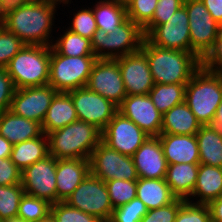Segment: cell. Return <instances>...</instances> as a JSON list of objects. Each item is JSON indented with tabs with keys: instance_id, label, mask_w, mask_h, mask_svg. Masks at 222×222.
<instances>
[{
	"instance_id": "obj_34",
	"label": "cell",
	"mask_w": 222,
	"mask_h": 222,
	"mask_svg": "<svg viewBox=\"0 0 222 222\" xmlns=\"http://www.w3.org/2000/svg\"><path fill=\"white\" fill-rule=\"evenodd\" d=\"M113 209L136 198L137 181L112 179L105 182Z\"/></svg>"
},
{
	"instance_id": "obj_49",
	"label": "cell",
	"mask_w": 222,
	"mask_h": 222,
	"mask_svg": "<svg viewBox=\"0 0 222 222\" xmlns=\"http://www.w3.org/2000/svg\"><path fill=\"white\" fill-rule=\"evenodd\" d=\"M212 222H222V195L208 204Z\"/></svg>"
},
{
	"instance_id": "obj_19",
	"label": "cell",
	"mask_w": 222,
	"mask_h": 222,
	"mask_svg": "<svg viewBox=\"0 0 222 222\" xmlns=\"http://www.w3.org/2000/svg\"><path fill=\"white\" fill-rule=\"evenodd\" d=\"M139 178L164 179L167 172L165 159L159 137H149L132 156Z\"/></svg>"
},
{
	"instance_id": "obj_17",
	"label": "cell",
	"mask_w": 222,
	"mask_h": 222,
	"mask_svg": "<svg viewBox=\"0 0 222 222\" xmlns=\"http://www.w3.org/2000/svg\"><path fill=\"white\" fill-rule=\"evenodd\" d=\"M118 112L148 136L158 137L161 134L163 114L154 106L149 95H127L118 106Z\"/></svg>"
},
{
	"instance_id": "obj_41",
	"label": "cell",
	"mask_w": 222,
	"mask_h": 222,
	"mask_svg": "<svg viewBox=\"0 0 222 222\" xmlns=\"http://www.w3.org/2000/svg\"><path fill=\"white\" fill-rule=\"evenodd\" d=\"M183 3L184 0H158L152 19L142 28L144 36L155 26L166 23Z\"/></svg>"
},
{
	"instance_id": "obj_42",
	"label": "cell",
	"mask_w": 222,
	"mask_h": 222,
	"mask_svg": "<svg viewBox=\"0 0 222 222\" xmlns=\"http://www.w3.org/2000/svg\"><path fill=\"white\" fill-rule=\"evenodd\" d=\"M185 199L176 198L172 203L156 209H149L140 222H175Z\"/></svg>"
},
{
	"instance_id": "obj_8",
	"label": "cell",
	"mask_w": 222,
	"mask_h": 222,
	"mask_svg": "<svg viewBox=\"0 0 222 222\" xmlns=\"http://www.w3.org/2000/svg\"><path fill=\"white\" fill-rule=\"evenodd\" d=\"M183 5L189 16L191 53L202 61L212 50L221 26L201 0H184Z\"/></svg>"
},
{
	"instance_id": "obj_31",
	"label": "cell",
	"mask_w": 222,
	"mask_h": 222,
	"mask_svg": "<svg viewBox=\"0 0 222 222\" xmlns=\"http://www.w3.org/2000/svg\"><path fill=\"white\" fill-rule=\"evenodd\" d=\"M186 84H156L149 92L154 106L162 114L184 102Z\"/></svg>"
},
{
	"instance_id": "obj_16",
	"label": "cell",
	"mask_w": 222,
	"mask_h": 222,
	"mask_svg": "<svg viewBox=\"0 0 222 222\" xmlns=\"http://www.w3.org/2000/svg\"><path fill=\"white\" fill-rule=\"evenodd\" d=\"M57 91L50 85L16 89L9 110L42 124Z\"/></svg>"
},
{
	"instance_id": "obj_22",
	"label": "cell",
	"mask_w": 222,
	"mask_h": 222,
	"mask_svg": "<svg viewBox=\"0 0 222 222\" xmlns=\"http://www.w3.org/2000/svg\"><path fill=\"white\" fill-rule=\"evenodd\" d=\"M220 195H222V168L199 164L193 193L186 201L193 204L208 205Z\"/></svg>"
},
{
	"instance_id": "obj_33",
	"label": "cell",
	"mask_w": 222,
	"mask_h": 222,
	"mask_svg": "<svg viewBox=\"0 0 222 222\" xmlns=\"http://www.w3.org/2000/svg\"><path fill=\"white\" fill-rule=\"evenodd\" d=\"M51 205L44 199L24 193L17 216L28 222H36L50 214Z\"/></svg>"
},
{
	"instance_id": "obj_26",
	"label": "cell",
	"mask_w": 222,
	"mask_h": 222,
	"mask_svg": "<svg viewBox=\"0 0 222 222\" xmlns=\"http://www.w3.org/2000/svg\"><path fill=\"white\" fill-rule=\"evenodd\" d=\"M200 163H180L168 165L166 183L172 193L181 199L187 200L193 193Z\"/></svg>"
},
{
	"instance_id": "obj_48",
	"label": "cell",
	"mask_w": 222,
	"mask_h": 222,
	"mask_svg": "<svg viewBox=\"0 0 222 222\" xmlns=\"http://www.w3.org/2000/svg\"><path fill=\"white\" fill-rule=\"evenodd\" d=\"M213 19L222 27V0H201Z\"/></svg>"
},
{
	"instance_id": "obj_18",
	"label": "cell",
	"mask_w": 222,
	"mask_h": 222,
	"mask_svg": "<svg viewBox=\"0 0 222 222\" xmlns=\"http://www.w3.org/2000/svg\"><path fill=\"white\" fill-rule=\"evenodd\" d=\"M118 62L127 95H148L154 86L146 54L137 52L115 59Z\"/></svg>"
},
{
	"instance_id": "obj_27",
	"label": "cell",
	"mask_w": 222,
	"mask_h": 222,
	"mask_svg": "<svg viewBox=\"0 0 222 222\" xmlns=\"http://www.w3.org/2000/svg\"><path fill=\"white\" fill-rule=\"evenodd\" d=\"M136 197L145 204L148 210L168 205L177 198L172 193L165 178H139L137 180Z\"/></svg>"
},
{
	"instance_id": "obj_40",
	"label": "cell",
	"mask_w": 222,
	"mask_h": 222,
	"mask_svg": "<svg viewBox=\"0 0 222 222\" xmlns=\"http://www.w3.org/2000/svg\"><path fill=\"white\" fill-rule=\"evenodd\" d=\"M158 0H132L126 7L127 18L143 28L153 17Z\"/></svg>"
},
{
	"instance_id": "obj_14",
	"label": "cell",
	"mask_w": 222,
	"mask_h": 222,
	"mask_svg": "<svg viewBox=\"0 0 222 222\" xmlns=\"http://www.w3.org/2000/svg\"><path fill=\"white\" fill-rule=\"evenodd\" d=\"M86 87L119 106L127 96L118 62L97 59L92 66Z\"/></svg>"
},
{
	"instance_id": "obj_36",
	"label": "cell",
	"mask_w": 222,
	"mask_h": 222,
	"mask_svg": "<svg viewBox=\"0 0 222 222\" xmlns=\"http://www.w3.org/2000/svg\"><path fill=\"white\" fill-rule=\"evenodd\" d=\"M75 12L73 13V18L70 21L71 24L69 22L68 25L70 26H67V29L91 40L94 33L98 30L92 6H88L86 8L82 7L79 10L77 9Z\"/></svg>"
},
{
	"instance_id": "obj_1",
	"label": "cell",
	"mask_w": 222,
	"mask_h": 222,
	"mask_svg": "<svg viewBox=\"0 0 222 222\" xmlns=\"http://www.w3.org/2000/svg\"><path fill=\"white\" fill-rule=\"evenodd\" d=\"M72 0H31L1 21L7 30L14 33L26 45L52 46L55 14L60 4L67 6ZM58 6V7H57Z\"/></svg>"
},
{
	"instance_id": "obj_37",
	"label": "cell",
	"mask_w": 222,
	"mask_h": 222,
	"mask_svg": "<svg viewBox=\"0 0 222 222\" xmlns=\"http://www.w3.org/2000/svg\"><path fill=\"white\" fill-rule=\"evenodd\" d=\"M50 213L56 222H103L97 216L73 208L66 202L52 204Z\"/></svg>"
},
{
	"instance_id": "obj_52",
	"label": "cell",
	"mask_w": 222,
	"mask_h": 222,
	"mask_svg": "<svg viewBox=\"0 0 222 222\" xmlns=\"http://www.w3.org/2000/svg\"><path fill=\"white\" fill-rule=\"evenodd\" d=\"M1 222H28V221H25L24 219L17 216V217H12L8 219H3L1 220Z\"/></svg>"
},
{
	"instance_id": "obj_47",
	"label": "cell",
	"mask_w": 222,
	"mask_h": 222,
	"mask_svg": "<svg viewBox=\"0 0 222 222\" xmlns=\"http://www.w3.org/2000/svg\"><path fill=\"white\" fill-rule=\"evenodd\" d=\"M31 0H0V20L2 21L9 14L19 7L28 4Z\"/></svg>"
},
{
	"instance_id": "obj_12",
	"label": "cell",
	"mask_w": 222,
	"mask_h": 222,
	"mask_svg": "<svg viewBox=\"0 0 222 222\" xmlns=\"http://www.w3.org/2000/svg\"><path fill=\"white\" fill-rule=\"evenodd\" d=\"M57 159L48 155L21 171V184L26 194L57 203L56 190Z\"/></svg>"
},
{
	"instance_id": "obj_29",
	"label": "cell",
	"mask_w": 222,
	"mask_h": 222,
	"mask_svg": "<svg viewBox=\"0 0 222 222\" xmlns=\"http://www.w3.org/2000/svg\"><path fill=\"white\" fill-rule=\"evenodd\" d=\"M195 136L200 164L222 168V137L207 125H202Z\"/></svg>"
},
{
	"instance_id": "obj_53",
	"label": "cell",
	"mask_w": 222,
	"mask_h": 222,
	"mask_svg": "<svg viewBox=\"0 0 222 222\" xmlns=\"http://www.w3.org/2000/svg\"><path fill=\"white\" fill-rule=\"evenodd\" d=\"M107 1H111L114 2L116 4L122 5L124 7H127V5L132 1V0H107Z\"/></svg>"
},
{
	"instance_id": "obj_43",
	"label": "cell",
	"mask_w": 222,
	"mask_h": 222,
	"mask_svg": "<svg viewBox=\"0 0 222 222\" xmlns=\"http://www.w3.org/2000/svg\"><path fill=\"white\" fill-rule=\"evenodd\" d=\"M175 222H212L208 205L186 201L180 207Z\"/></svg>"
},
{
	"instance_id": "obj_11",
	"label": "cell",
	"mask_w": 222,
	"mask_h": 222,
	"mask_svg": "<svg viewBox=\"0 0 222 222\" xmlns=\"http://www.w3.org/2000/svg\"><path fill=\"white\" fill-rule=\"evenodd\" d=\"M71 95L78 120L94 125L101 132L118 112V106L87 87L68 92Z\"/></svg>"
},
{
	"instance_id": "obj_23",
	"label": "cell",
	"mask_w": 222,
	"mask_h": 222,
	"mask_svg": "<svg viewBox=\"0 0 222 222\" xmlns=\"http://www.w3.org/2000/svg\"><path fill=\"white\" fill-rule=\"evenodd\" d=\"M43 134L39 122L17 116L10 110L0 113V135L15 145Z\"/></svg>"
},
{
	"instance_id": "obj_45",
	"label": "cell",
	"mask_w": 222,
	"mask_h": 222,
	"mask_svg": "<svg viewBox=\"0 0 222 222\" xmlns=\"http://www.w3.org/2000/svg\"><path fill=\"white\" fill-rule=\"evenodd\" d=\"M15 90L7 69L0 68V113L9 110Z\"/></svg>"
},
{
	"instance_id": "obj_51",
	"label": "cell",
	"mask_w": 222,
	"mask_h": 222,
	"mask_svg": "<svg viewBox=\"0 0 222 222\" xmlns=\"http://www.w3.org/2000/svg\"><path fill=\"white\" fill-rule=\"evenodd\" d=\"M13 144L0 135V159L9 158L12 152Z\"/></svg>"
},
{
	"instance_id": "obj_10",
	"label": "cell",
	"mask_w": 222,
	"mask_h": 222,
	"mask_svg": "<svg viewBox=\"0 0 222 222\" xmlns=\"http://www.w3.org/2000/svg\"><path fill=\"white\" fill-rule=\"evenodd\" d=\"M90 173L104 182L112 179L137 181L139 179L132 156L110 148L102 140L90 156Z\"/></svg>"
},
{
	"instance_id": "obj_5",
	"label": "cell",
	"mask_w": 222,
	"mask_h": 222,
	"mask_svg": "<svg viewBox=\"0 0 222 222\" xmlns=\"http://www.w3.org/2000/svg\"><path fill=\"white\" fill-rule=\"evenodd\" d=\"M51 46L25 45L6 67L15 89L48 85Z\"/></svg>"
},
{
	"instance_id": "obj_54",
	"label": "cell",
	"mask_w": 222,
	"mask_h": 222,
	"mask_svg": "<svg viewBox=\"0 0 222 222\" xmlns=\"http://www.w3.org/2000/svg\"><path fill=\"white\" fill-rule=\"evenodd\" d=\"M36 222H56L52 216V214H48L46 217L36 221Z\"/></svg>"
},
{
	"instance_id": "obj_20",
	"label": "cell",
	"mask_w": 222,
	"mask_h": 222,
	"mask_svg": "<svg viewBox=\"0 0 222 222\" xmlns=\"http://www.w3.org/2000/svg\"><path fill=\"white\" fill-rule=\"evenodd\" d=\"M89 173V159H58L56 168L57 202H65Z\"/></svg>"
},
{
	"instance_id": "obj_24",
	"label": "cell",
	"mask_w": 222,
	"mask_h": 222,
	"mask_svg": "<svg viewBox=\"0 0 222 222\" xmlns=\"http://www.w3.org/2000/svg\"><path fill=\"white\" fill-rule=\"evenodd\" d=\"M78 120L71 95L57 92L52 98L48 111L41 124L44 134L51 133Z\"/></svg>"
},
{
	"instance_id": "obj_28",
	"label": "cell",
	"mask_w": 222,
	"mask_h": 222,
	"mask_svg": "<svg viewBox=\"0 0 222 222\" xmlns=\"http://www.w3.org/2000/svg\"><path fill=\"white\" fill-rule=\"evenodd\" d=\"M48 155V137L43 133L39 137L13 145L10 159L23 171L26 167L45 159Z\"/></svg>"
},
{
	"instance_id": "obj_3",
	"label": "cell",
	"mask_w": 222,
	"mask_h": 222,
	"mask_svg": "<svg viewBox=\"0 0 222 222\" xmlns=\"http://www.w3.org/2000/svg\"><path fill=\"white\" fill-rule=\"evenodd\" d=\"M49 155L58 159H90L101 141V131L94 125L76 120L47 134Z\"/></svg>"
},
{
	"instance_id": "obj_38",
	"label": "cell",
	"mask_w": 222,
	"mask_h": 222,
	"mask_svg": "<svg viewBox=\"0 0 222 222\" xmlns=\"http://www.w3.org/2000/svg\"><path fill=\"white\" fill-rule=\"evenodd\" d=\"M25 45L14 33L0 25V68H6Z\"/></svg>"
},
{
	"instance_id": "obj_13",
	"label": "cell",
	"mask_w": 222,
	"mask_h": 222,
	"mask_svg": "<svg viewBox=\"0 0 222 222\" xmlns=\"http://www.w3.org/2000/svg\"><path fill=\"white\" fill-rule=\"evenodd\" d=\"M145 38L163 49L191 53L189 16L185 6L179 8L166 23L155 26Z\"/></svg>"
},
{
	"instance_id": "obj_6",
	"label": "cell",
	"mask_w": 222,
	"mask_h": 222,
	"mask_svg": "<svg viewBox=\"0 0 222 222\" xmlns=\"http://www.w3.org/2000/svg\"><path fill=\"white\" fill-rule=\"evenodd\" d=\"M144 38L143 29L127 18L109 33L98 29L91 39V46L97 59H116L139 51Z\"/></svg>"
},
{
	"instance_id": "obj_30",
	"label": "cell",
	"mask_w": 222,
	"mask_h": 222,
	"mask_svg": "<svg viewBox=\"0 0 222 222\" xmlns=\"http://www.w3.org/2000/svg\"><path fill=\"white\" fill-rule=\"evenodd\" d=\"M96 3L93 13L98 29L109 33L127 19L126 7L107 0H98Z\"/></svg>"
},
{
	"instance_id": "obj_50",
	"label": "cell",
	"mask_w": 222,
	"mask_h": 222,
	"mask_svg": "<svg viewBox=\"0 0 222 222\" xmlns=\"http://www.w3.org/2000/svg\"><path fill=\"white\" fill-rule=\"evenodd\" d=\"M207 126L222 137V101L216 109L214 118L207 124Z\"/></svg>"
},
{
	"instance_id": "obj_2",
	"label": "cell",
	"mask_w": 222,
	"mask_h": 222,
	"mask_svg": "<svg viewBox=\"0 0 222 222\" xmlns=\"http://www.w3.org/2000/svg\"><path fill=\"white\" fill-rule=\"evenodd\" d=\"M141 50L146 54L148 65L156 84H187L202 66L193 53L163 49L144 38Z\"/></svg>"
},
{
	"instance_id": "obj_7",
	"label": "cell",
	"mask_w": 222,
	"mask_h": 222,
	"mask_svg": "<svg viewBox=\"0 0 222 222\" xmlns=\"http://www.w3.org/2000/svg\"><path fill=\"white\" fill-rule=\"evenodd\" d=\"M96 56H65L51 46L48 85L57 92L86 87Z\"/></svg>"
},
{
	"instance_id": "obj_25",
	"label": "cell",
	"mask_w": 222,
	"mask_h": 222,
	"mask_svg": "<svg viewBox=\"0 0 222 222\" xmlns=\"http://www.w3.org/2000/svg\"><path fill=\"white\" fill-rule=\"evenodd\" d=\"M201 126L190 108L183 102L163 114L161 134L195 135Z\"/></svg>"
},
{
	"instance_id": "obj_32",
	"label": "cell",
	"mask_w": 222,
	"mask_h": 222,
	"mask_svg": "<svg viewBox=\"0 0 222 222\" xmlns=\"http://www.w3.org/2000/svg\"><path fill=\"white\" fill-rule=\"evenodd\" d=\"M65 30H62L64 31L62 35L56 36L57 40L54 39L52 44V47L59 54L73 57L95 56L90 39L82 37L67 28Z\"/></svg>"
},
{
	"instance_id": "obj_46",
	"label": "cell",
	"mask_w": 222,
	"mask_h": 222,
	"mask_svg": "<svg viewBox=\"0 0 222 222\" xmlns=\"http://www.w3.org/2000/svg\"><path fill=\"white\" fill-rule=\"evenodd\" d=\"M21 184V170L11 161L10 157L0 159V185Z\"/></svg>"
},
{
	"instance_id": "obj_9",
	"label": "cell",
	"mask_w": 222,
	"mask_h": 222,
	"mask_svg": "<svg viewBox=\"0 0 222 222\" xmlns=\"http://www.w3.org/2000/svg\"><path fill=\"white\" fill-rule=\"evenodd\" d=\"M69 206L110 221L113 206L105 182L89 173L65 201Z\"/></svg>"
},
{
	"instance_id": "obj_39",
	"label": "cell",
	"mask_w": 222,
	"mask_h": 222,
	"mask_svg": "<svg viewBox=\"0 0 222 222\" xmlns=\"http://www.w3.org/2000/svg\"><path fill=\"white\" fill-rule=\"evenodd\" d=\"M148 209L137 197L113 210L109 222H140Z\"/></svg>"
},
{
	"instance_id": "obj_15",
	"label": "cell",
	"mask_w": 222,
	"mask_h": 222,
	"mask_svg": "<svg viewBox=\"0 0 222 222\" xmlns=\"http://www.w3.org/2000/svg\"><path fill=\"white\" fill-rule=\"evenodd\" d=\"M149 137L141 128L119 112L101 132V140L106 145L128 156H133Z\"/></svg>"
},
{
	"instance_id": "obj_21",
	"label": "cell",
	"mask_w": 222,
	"mask_h": 222,
	"mask_svg": "<svg viewBox=\"0 0 222 222\" xmlns=\"http://www.w3.org/2000/svg\"><path fill=\"white\" fill-rule=\"evenodd\" d=\"M158 137L168 165L200 163L195 135L160 134Z\"/></svg>"
},
{
	"instance_id": "obj_44",
	"label": "cell",
	"mask_w": 222,
	"mask_h": 222,
	"mask_svg": "<svg viewBox=\"0 0 222 222\" xmlns=\"http://www.w3.org/2000/svg\"><path fill=\"white\" fill-rule=\"evenodd\" d=\"M202 66L218 75H222V27L212 50L202 60Z\"/></svg>"
},
{
	"instance_id": "obj_4",
	"label": "cell",
	"mask_w": 222,
	"mask_h": 222,
	"mask_svg": "<svg viewBox=\"0 0 222 222\" xmlns=\"http://www.w3.org/2000/svg\"><path fill=\"white\" fill-rule=\"evenodd\" d=\"M221 101L222 75L201 66L186 84L184 102L200 124L207 125Z\"/></svg>"
},
{
	"instance_id": "obj_35",
	"label": "cell",
	"mask_w": 222,
	"mask_h": 222,
	"mask_svg": "<svg viewBox=\"0 0 222 222\" xmlns=\"http://www.w3.org/2000/svg\"><path fill=\"white\" fill-rule=\"evenodd\" d=\"M24 193L22 184L0 185V221L17 217L18 207Z\"/></svg>"
}]
</instances>
